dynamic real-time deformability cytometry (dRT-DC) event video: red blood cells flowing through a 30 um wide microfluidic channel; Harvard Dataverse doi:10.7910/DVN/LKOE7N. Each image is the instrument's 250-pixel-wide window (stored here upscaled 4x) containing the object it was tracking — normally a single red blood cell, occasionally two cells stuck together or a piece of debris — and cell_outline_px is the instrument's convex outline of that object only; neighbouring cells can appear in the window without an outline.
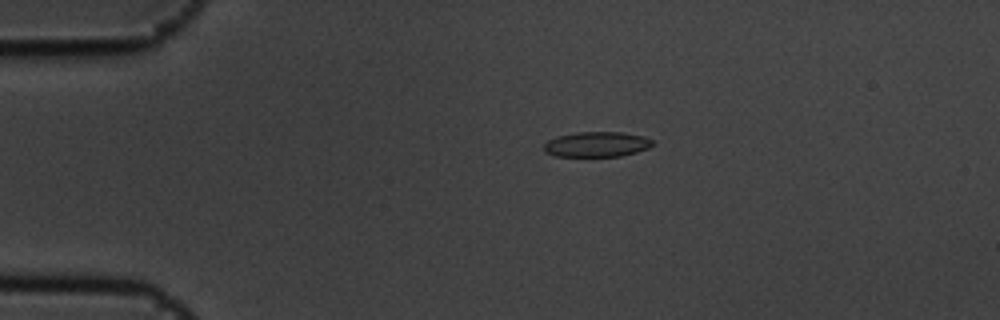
{"species": "common noctule bat (a hibernating species)", "species_latin": "Nyctalus noctula", "temperature_condition": "cold", "stored_images_in_passage": 9, "camera_frame_rate_fps": 3000, "um_per_image_px": 0.085, "animal": {"sex": "male", "body_mass_g": 19.5, "forearm_length_mm": 54.6}, "frame": {"image": 1, "passage_image": 4, "time_ms": 1.0, "image_size_px": [1000, 320], "cell_outline_px": [[656, 144], [648, 148], [636, 152], [620, 156], [556, 156], [544, 152], [544, 144], [548, 140], [556, 136], [576, 132], [620, 132], [644, 136], [652, 140]], "centroid_in_image_um": [50.72, 12.26], "position_along_channel_um": 34.3, "area_um2": 16.01}}
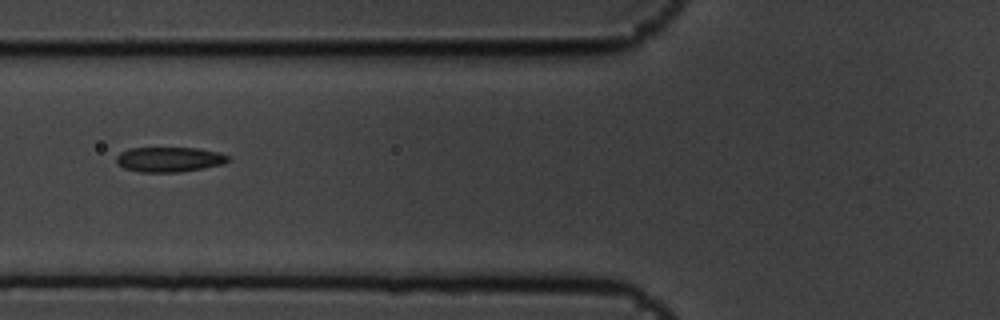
{"frame": {"image": 2, "passage_image": 7, "time_ms": 2.0, "image_size_px": [1000, 320], "cell_outline_px": [[228, 160], [224, 164], [204, 168], [180, 172], [140, 172], [124, 168], [116, 164], [116, 156], [120, 152], [128, 148], [196, 148], [220, 152], [228, 156]], "centroid_in_image_um": [14.36, 13.55], "position_along_channel_um": 111.4, "area_um2": 16.36}}
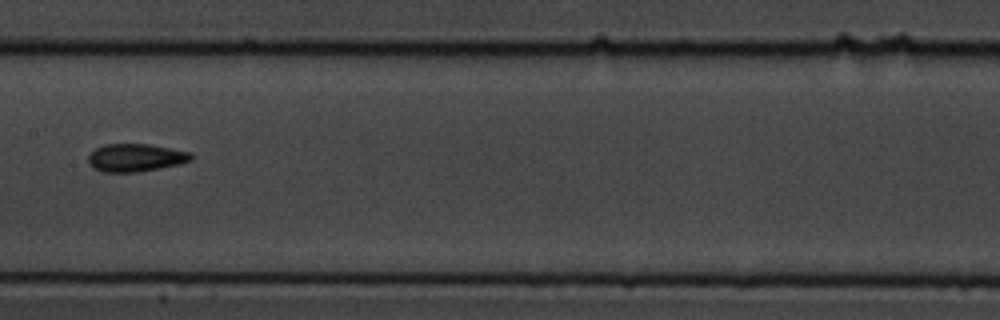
{"frame": {"image": 3, "passage_image": 9, "time_ms": 2.667, "image_size_px": [1000, 320], "cell_outline_px": [[192, 160], [180, 164], [160, 168], [136, 172], [100, 172], [92, 168], [88, 164], [88, 156], [96, 148], [104, 144], [148, 144], [188, 152], [192, 156]], "centroid_in_image_um": [11.47, 13.41], "position_along_channel_um": 195.9, "area_um2": 16.65}}